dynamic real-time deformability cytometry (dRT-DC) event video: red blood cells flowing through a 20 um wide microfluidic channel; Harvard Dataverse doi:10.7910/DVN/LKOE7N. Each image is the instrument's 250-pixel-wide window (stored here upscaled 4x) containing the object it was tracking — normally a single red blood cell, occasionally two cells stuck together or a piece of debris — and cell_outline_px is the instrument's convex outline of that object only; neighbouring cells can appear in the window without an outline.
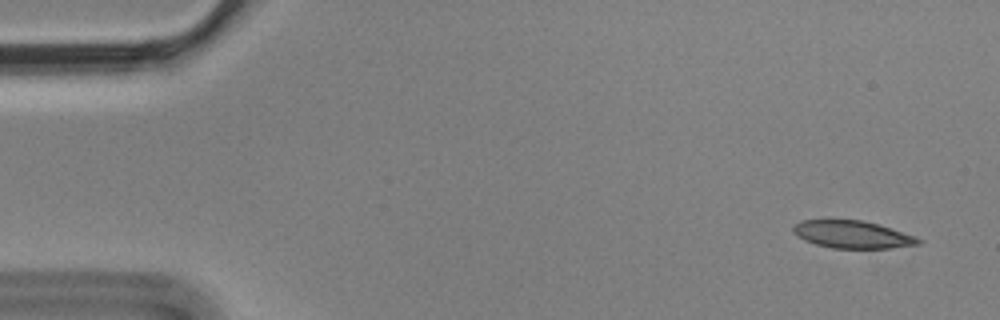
{"species": "Egyptian fruit bat (a non-hibernating species)", "species_latin": "Rousettus aegyptiacus", "temperature_condition": "cold", "stored_images_in_passage": 5, "camera_frame_rate_fps": 3000, "um_per_image_px": 0.085, "animal": {"sex": "male"}, "frame": {"image": 1, "passage_image": 1, "time_ms": 0.0, "image_size_px": [1000, 320], "cell_outline_px": [[924, 240], [920, 244], [892, 248], [832, 248], [816, 244], [804, 240], [796, 236], [792, 232], [792, 228], [800, 220], [864, 220], [916, 236]], "centroid_in_image_um": [72.46, 19.93], "position_along_channel_um": 12.5, "area_um2": 20.11}}